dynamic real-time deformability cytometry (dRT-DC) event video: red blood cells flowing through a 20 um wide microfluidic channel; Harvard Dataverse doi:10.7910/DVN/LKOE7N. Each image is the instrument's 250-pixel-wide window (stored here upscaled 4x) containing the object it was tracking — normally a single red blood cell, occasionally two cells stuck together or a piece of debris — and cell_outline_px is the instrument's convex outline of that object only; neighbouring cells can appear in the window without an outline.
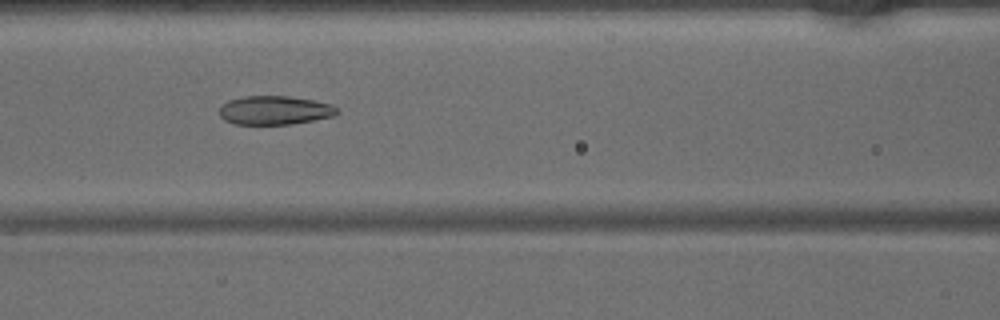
{"species": "common noctule bat (a hibernating species)", "species_latin": "Nyctalus noctula", "temperature_condition": "warm", "stored_images_in_passage": 46, "camera_frame_rate_fps": 3000, "um_per_image_px": 0.085, "animal": {"sex": "male", "body_mass_g": 15.6}, "frame": {"image": 1, "passage_image": 20, "time_ms": 6.333, "image_size_px": [1000, 320], "cell_outline_px": [[340, 112], [332, 116], [292, 124], [236, 124], [224, 120], [220, 116], [220, 104], [228, 100], [244, 96], [288, 96], [312, 100], [332, 104]], "centroid_in_image_um": [23.31, 9.37], "position_along_channel_um": 143.3, "area_um2": 19.71}}
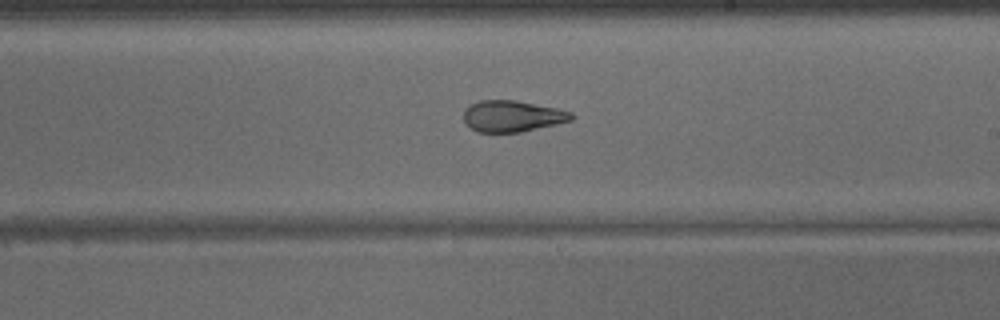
{"frame": {"image": 2, "passage_image": 27, "time_ms": 8.667, "image_size_px": [1000, 320], "cell_outline_px": [[576, 116], [572, 120], [556, 124], [520, 132], [476, 132], [464, 120], [464, 108], [480, 100], [516, 100], [556, 108], [572, 112]], "centroid_in_image_um": [43.56, 9.87], "position_along_channel_um": 245.4, "area_um2": 19.59}}
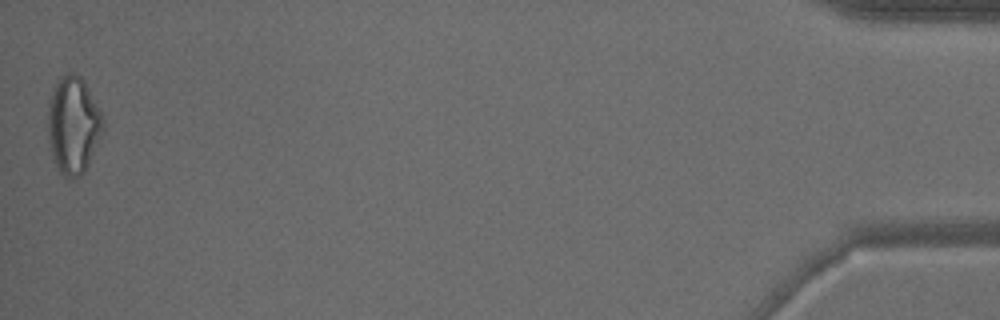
{"frame": {"image": 3, "passage_image": 46, "time_ms": 15.0, "image_size_px": [1000, 320], "cell_outline_px": [[104, 132], [84, 172], [80, 176], [64, 176], [60, 172], [52, 156], [48, 140], [48, 108], [56, 84], [60, 76], [68, 72], [72, 72], [80, 76], [84, 80], [104, 120]], "centroid_in_image_um": [6.24, 10.63], "position_along_channel_um": 429.0, "area_um2": 30.92}}